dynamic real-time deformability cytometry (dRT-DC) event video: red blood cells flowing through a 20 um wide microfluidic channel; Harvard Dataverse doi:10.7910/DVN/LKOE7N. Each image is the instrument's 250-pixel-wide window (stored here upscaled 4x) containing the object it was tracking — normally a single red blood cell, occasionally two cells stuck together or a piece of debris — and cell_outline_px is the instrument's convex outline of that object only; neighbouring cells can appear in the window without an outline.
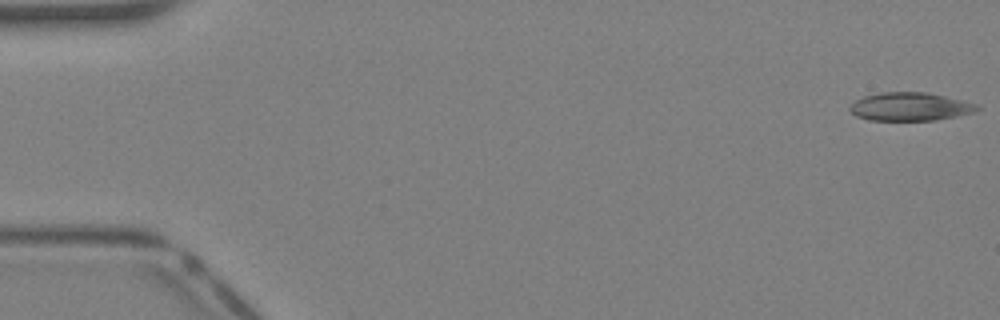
{"species": "Egyptian fruit bat (a non-hibernating species)", "species_latin": "Rousettus aegyptiacus", "temperature_condition": "warm", "stored_images_in_passage": 37, "camera_frame_rate_fps": 3000, "um_per_image_px": 0.085, "animal": {"sex": "female"}, "frame": {"image": 1, "passage_image": 1, "time_ms": 0.0, "image_size_px": [1000, 320], "cell_outline_px": [[980, 108], [972, 112], [956, 116], [936, 120], [868, 120], [856, 116], [848, 108], [856, 100], [864, 96], [884, 92], [924, 92], [944, 96], [976, 104]], "centroid_in_image_um": [77.31, 9.07], "position_along_channel_um": 7.7, "area_um2": 20.63}}
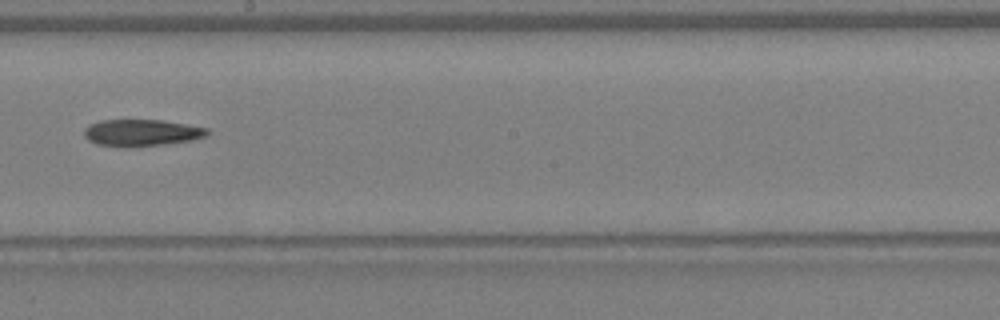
{"frame": {"image": 2, "passage_image": 23, "time_ms": 7.333, "image_size_px": [1000, 320], "cell_outline_px": [[212, 132], [208, 136], [192, 140], [136, 148], [120, 148], [96, 144], [88, 140], [84, 136], [84, 128], [88, 124], [100, 120], [160, 120], [208, 128]], "centroid_in_image_um": [12.01, 11.3], "position_along_channel_um": 236.2, "area_um2": 19.71}}
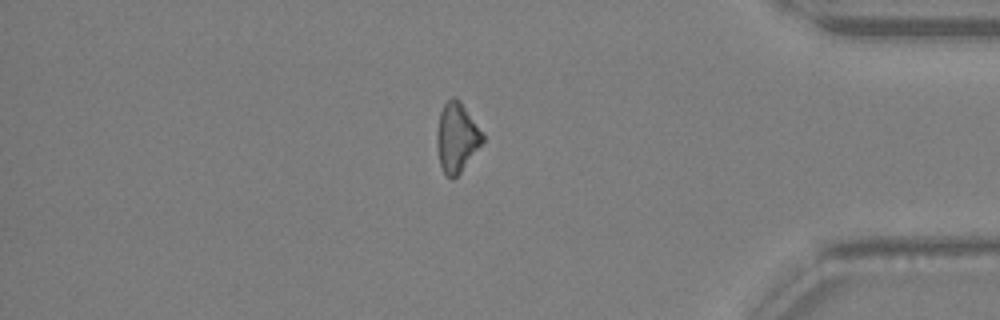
{"frame": {"image": 3, "passage_image": 34, "time_ms": 11.0, "image_size_px": [1000, 320], "cell_outline_px": [[484, 140], [460, 172], [452, 180], [444, 172], [440, 164], [436, 144], [436, 132], [440, 112], [444, 104], [452, 96], [456, 96], [460, 100], [484, 132]], "centroid_in_image_um": [38.82, 11.64], "position_along_channel_um": 396.4, "area_um2": 18.55}}